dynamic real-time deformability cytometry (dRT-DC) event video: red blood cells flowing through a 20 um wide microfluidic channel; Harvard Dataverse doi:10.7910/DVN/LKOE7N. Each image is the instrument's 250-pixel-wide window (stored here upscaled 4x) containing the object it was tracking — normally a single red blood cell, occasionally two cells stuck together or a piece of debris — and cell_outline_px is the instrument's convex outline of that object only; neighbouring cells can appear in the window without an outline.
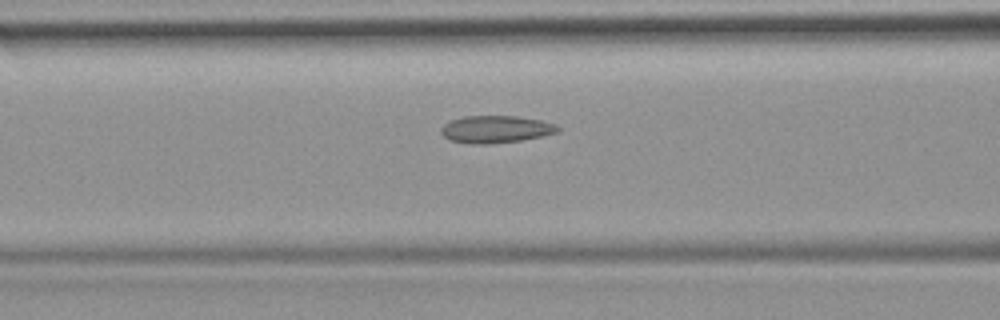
{"species": "common noctule bat (a hibernating species)", "species_latin": "Nyctalus noctula", "temperature_condition": "room temperature", "stored_images_in_passage": 31, "camera_frame_rate_fps": 3000, "um_per_image_px": 0.085, "animal": {"sex": "female", "body_mass_g": 19.9}, "frame": {"image": 1, "passage_image": 5, "time_ms": 1.333, "image_size_px": [1000, 320], "cell_outline_px": [[560, 128], [556, 132], [540, 136], [520, 140], [488, 144], [472, 144], [448, 140], [440, 132], [440, 128], [444, 124], [452, 120], [464, 116], [516, 116], [540, 120], [556, 124]], "centroid_in_image_um": [42.09, 10.98], "position_along_channel_um": 124.5, "area_um2": 18.44}}
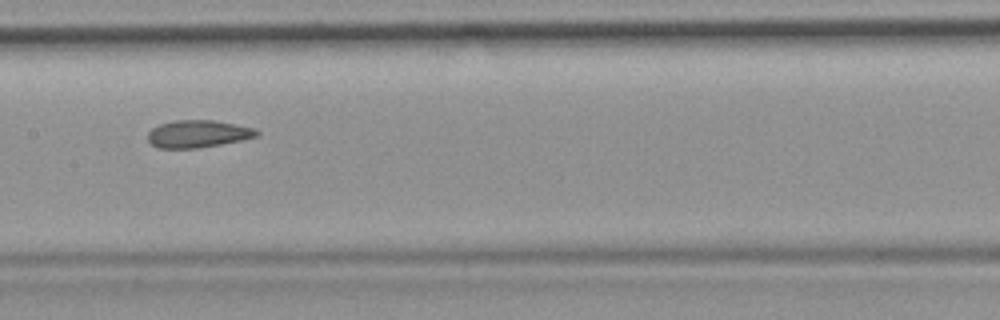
{"frame": {"image": 2, "passage_image": 10, "time_ms": 3.0, "image_size_px": [1000, 320], "cell_outline_px": [[260, 132], [256, 136], [240, 140], [220, 144], [196, 148], [160, 148], [152, 144], [148, 140], [148, 132], [152, 128], [160, 124], [176, 120], [212, 120], [256, 128]], "centroid_in_image_um": [16.81, 11.37], "position_along_channel_um": 190.6, "area_um2": 17.17}, "authors_computed_cell_mechanics": {"area_um2": 17.7446, "velocity_mm_per_s": 3.974, "shape_relaxation_time_tau1_ms": null, "shape_relaxation_time_tau2_ms": 1.7857, "deformation_change_tau1": null, "deformation_change_tau2": 0.0741}}